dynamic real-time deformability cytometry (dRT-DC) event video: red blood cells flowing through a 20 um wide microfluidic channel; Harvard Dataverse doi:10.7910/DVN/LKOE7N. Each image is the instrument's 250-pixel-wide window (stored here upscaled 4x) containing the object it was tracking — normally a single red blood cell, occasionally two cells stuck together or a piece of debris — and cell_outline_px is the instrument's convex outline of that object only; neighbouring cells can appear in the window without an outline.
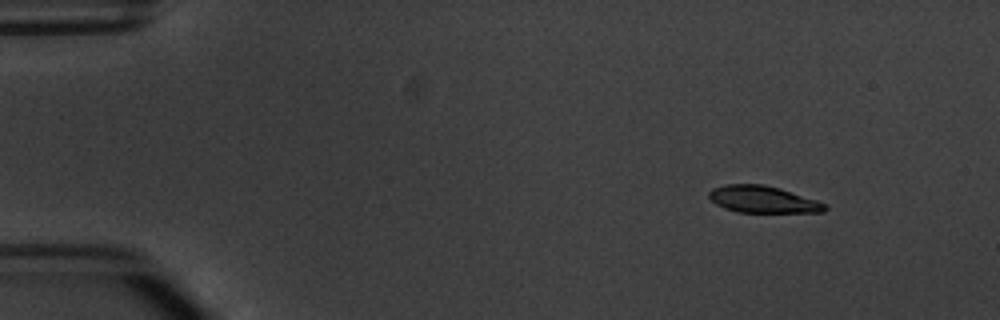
{"species": "common noctule bat (a hibernating species)", "species_latin": "Nyctalus noctula", "temperature_condition": "warm", "stored_images_in_passage": 9, "camera_frame_rate_fps": 3000, "um_per_image_px": 0.085, "animal": {"sex": "male", "body_mass_g": 20.1, "forearm_length_mm": 53.5}, "frame": {"image": 1, "passage_image": 1, "time_ms": 0.0, "image_size_px": [1000, 320], "cell_outline_px": [[828, 208], [824, 212], [736, 212], [724, 208], [716, 204], [708, 196], [708, 192], [712, 188], [724, 184], [764, 184], [780, 188], [816, 200], [824, 204]], "centroid_in_image_um": [64.8, 16.94], "position_along_channel_um": 20.2, "area_um2": 18.15}}
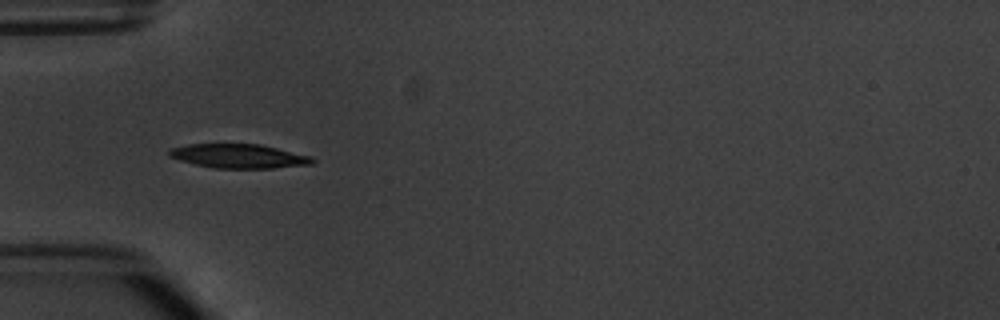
{"frame": {"image": 2, "passage_image": 4, "time_ms": 3.667, "image_size_px": [1000, 320], "cell_outline_px": [[316, 160], [312, 164], [272, 168], [212, 168], [180, 160], [168, 156], [168, 152], [172, 148], [188, 144], [260, 144], [312, 156]], "centroid_in_image_um": [20.32, 13.27], "position_along_channel_um": 64.7, "area_um2": 20.06}}
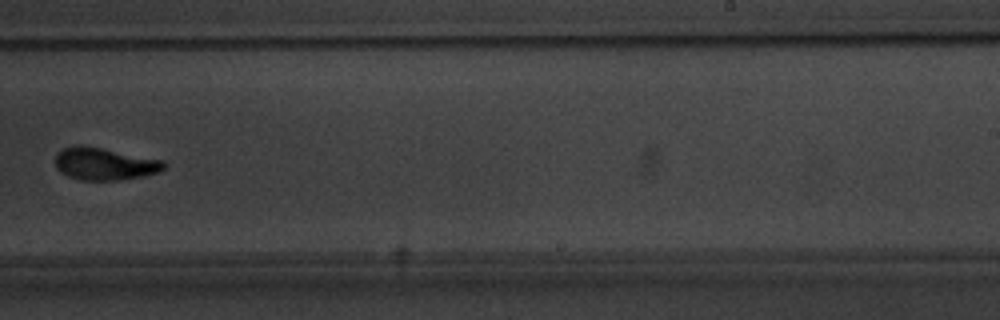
{"frame": {"image": 3, "passage_image": 9, "time_ms": 9.333, "image_size_px": [1000, 320], "cell_outline_px": [[168, 164], [164, 168], [156, 172], [144, 176], [120, 180], [80, 180], [68, 176], [60, 172], [56, 168], [56, 156], [64, 148], [76, 144], [100, 148], [164, 160]], "centroid_in_image_um": [8.89, 13.94], "position_along_channel_um": 280.1, "area_um2": 20.35}}